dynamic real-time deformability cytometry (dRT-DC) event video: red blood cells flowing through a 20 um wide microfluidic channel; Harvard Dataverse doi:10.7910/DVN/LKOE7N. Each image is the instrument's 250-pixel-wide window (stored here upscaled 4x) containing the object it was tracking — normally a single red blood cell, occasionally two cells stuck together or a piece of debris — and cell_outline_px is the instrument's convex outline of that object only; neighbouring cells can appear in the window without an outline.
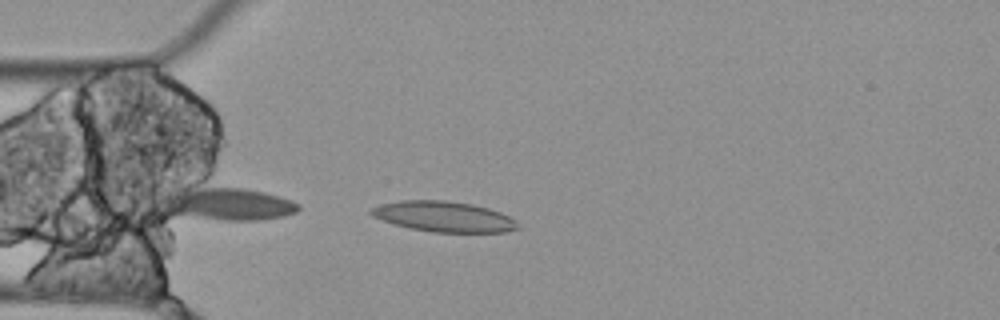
{"species": "Egyptian fruit bat (a non-hibernating species)", "species_latin": "Rousettus aegyptiacus", "temperature_condition": "cold", "stored_images_in_passage": 3, "camera_frame_rate_fps": 3000, "um_per_image_px": 0.085, "animal": {"sex": "female"}, "frame": {"image": 1, "passage_image": 3, "time_ms": 0.667, "image_size_px": [1000, 320], "cell_outline_px": [[520, 228], [508, 232], [432, 232], [408, 228], [392, 224], [372, 216], [368, 212], [372, 208], [384, 204], [400, 200], [444, 200], [472, 204], [488, 208], [500, 212], [516, 220]], "centroid_in_image_um": [37.73, 18.42], "position_along_channel_um": 47.3, "area_um2": 26.13}}